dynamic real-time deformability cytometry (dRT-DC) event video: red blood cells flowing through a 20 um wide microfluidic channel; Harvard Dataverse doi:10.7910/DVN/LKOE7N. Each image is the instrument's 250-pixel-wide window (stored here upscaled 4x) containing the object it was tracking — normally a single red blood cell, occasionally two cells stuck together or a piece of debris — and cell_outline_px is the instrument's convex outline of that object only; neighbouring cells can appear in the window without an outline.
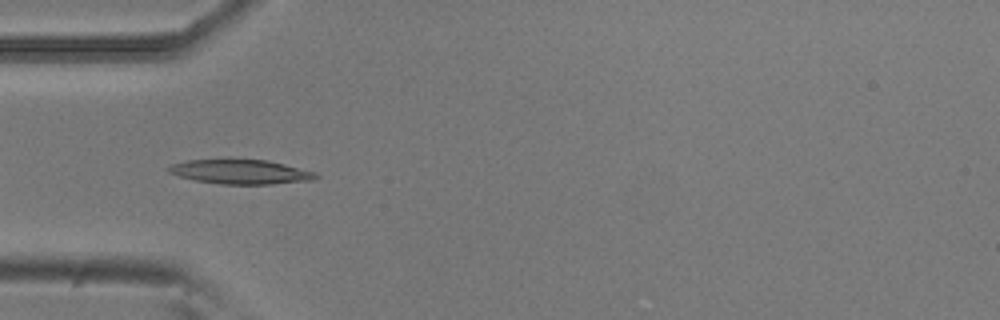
{"species": "common noctule bat (a hibernating species)", "species_latin": "Nyctalus noctula", "temperature_condition": "room temperature", "stored_images_in_passage": 10, "camera_frame_rate_fps": 3000, "um_per_image_px": 0.085, "animal": {"sex": "male", "body_mass_g": 20.5, "forearm_length_mm": 52.5}, "frame": {"image": 1, "passage_image": 4, "time_ms": 1.0, "image_size_px": [1000, 320], "cell_outline_px": [[320, 176], [312, 180], [272, 184], [220, 184], [196, 180], [180, 176], [168, 172], [164, 168], [172, 164], [188, 160], [268, 160], [316, 172]], "centroid_in_image_um": [20.46, 14.61], "position_along_channel_um": 64.5, "area_um2": 20.75}}
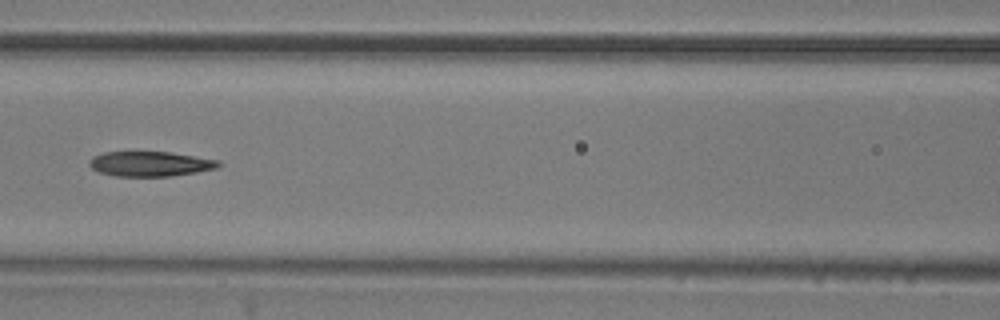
{"frame": {"image": 2, "passage_image": 6, "time_ms": 1.667, "image_size_px": [1000, 320], "cell_outline_px": [[220, 164], [216, 168], [196, 172], [172, 176], [116, 176], [100, 172], [92, 168], [88, 164], [88, 160], [92, 156], [104, 152], [172, 152], [220, 160]], "centroid_in_image_um": [12.75, 13.92], "position_along_channel_um": 153.8, "area_um2": 18.79}}
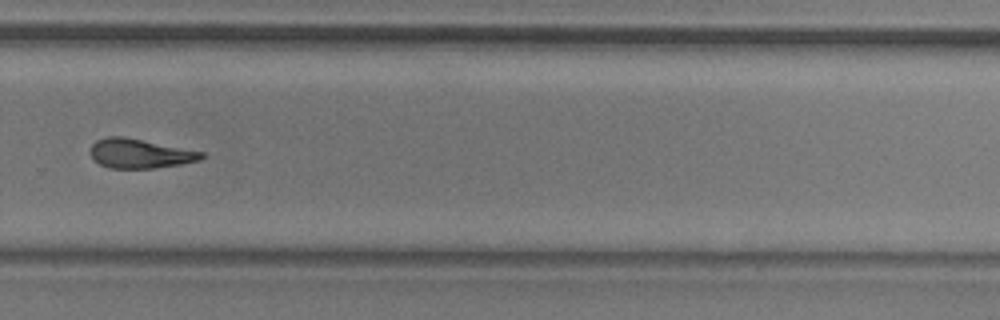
{"frame": {"image": 3, "passage_image": 10, "time_ms": 3.0, "image_size_px": [1000, 320], "cell_outline_px": [[204, 156], [200, 160], [180, 164], [152, 168], [108, 168], [92, 160], [92, 144], [96, 140], [108, 136], [120, 136], [204, 152]], "centroid_in_image_um": [11.87, 13.06], "position_along_channel_um": 317.9, "area_um2": 18.67}}